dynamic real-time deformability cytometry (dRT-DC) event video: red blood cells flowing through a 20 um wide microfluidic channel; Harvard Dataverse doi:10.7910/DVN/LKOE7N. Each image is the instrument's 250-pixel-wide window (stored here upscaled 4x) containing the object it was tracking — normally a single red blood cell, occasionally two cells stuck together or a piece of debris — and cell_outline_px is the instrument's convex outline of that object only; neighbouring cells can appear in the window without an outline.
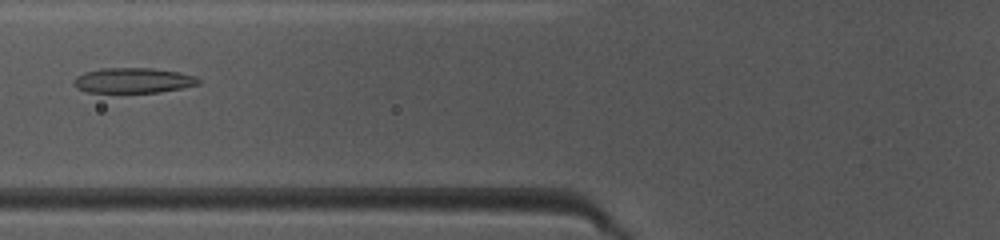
{"species": "common noctule bat (a hibernating species)", "species_latin": "Nyctalus noctula", "temperature_condition": "warm", "stored_images_in_passage": 49, "camera_frame_rate_fps": 3000, "um_per_image_px": 0.085, "animal": {"sex": "female", "body_mass_g": 10.0, "forearm_length_mm": 53.1}, "frame": {"image": 1, "passage_image": 20, "time_ms": 6.333, "image_size_px": [1000, 240], "cell_outline_px": [[200, 84], [160, 92], [88, 92], [76, 88], [72, 84], [76, 76], [84, 72], [104, 68], [152, 68], [180, 72], [196, 76], [200, 80]], "centroid_in_image_um": [11.32, 6.83], "position_along_channel_um": 114.5, "area_um2": 18.32}}
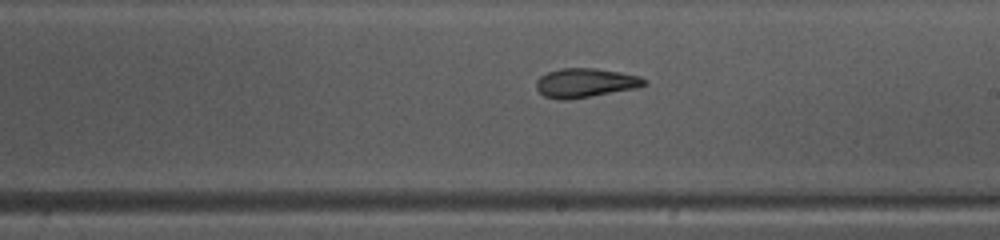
{"frame": {"image": 2, "passage_image": 29, "time_ms": 9.333, "image_size_px": [1000, 240], "cell_outline_px": [[648, 84], [640, 88], [564, 100], [560, 100], [544, 96], [536, 88], [536, 80], [540, 76], [548, 72], [560, 68], [596, 68], [620, 72], [640, 76], [648, 80]], "centroid_in_image_um": [49.79, 7.04], "position_along_channel_um": 239.2, "area_um2": 18.5}}
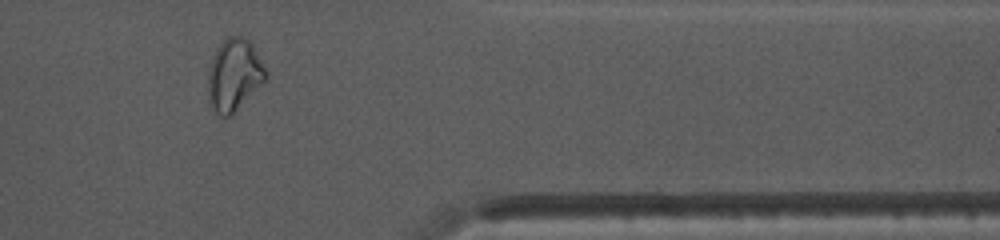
{"frame": {"image": 3, "passage_image": 41, "time_ms": 13.333, "image_size_px": [1000, 240], "cell_outline_px": [[268, 76], [232, 116], [220, 116], [212, 108], [208, 96], [208, 72], [216, 48], [228, 36], [240, 36], [248, 40], [252, 44], [268, 72]], "centroid_in_image_um": [19.9, 6.38], "position_along_channel_um": 391.5, "area_um2": 24.1}, "authors_computed_cell_mechanics": {"area_um2": 20.3456, "velocity_mm_per_s": 4.1479, "shape_relaxation_time_tau1_ms": 6.6247, "shape_relaxation_time_tau2_ms": 1.6717, "deformation_change_tau1": 0.2106, "deformation_change_tau2": 0.083}}